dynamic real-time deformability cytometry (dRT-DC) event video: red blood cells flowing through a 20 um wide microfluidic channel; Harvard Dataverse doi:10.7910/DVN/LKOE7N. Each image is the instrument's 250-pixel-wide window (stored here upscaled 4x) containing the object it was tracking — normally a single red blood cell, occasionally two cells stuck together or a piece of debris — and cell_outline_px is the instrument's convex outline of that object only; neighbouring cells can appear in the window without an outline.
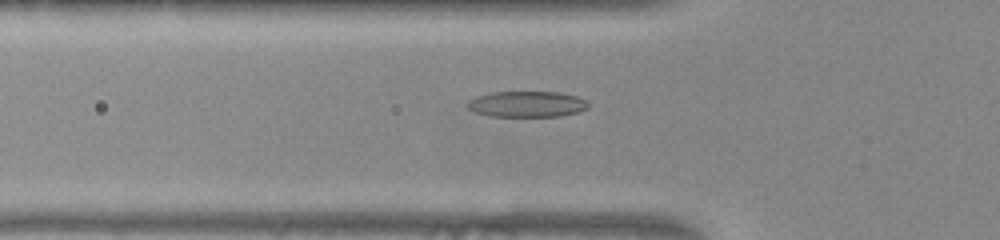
{"species": "common noctule bat (a hibernating species)", "species_latin": "Nyctalus noctula", "temperature_condition": "warm", "stored_images_in_passage": 39, "camera_frame_rate_fps": 3000, "um_per_image_px": 0.085, "animal": {"sex": "female", "body_mass_g": 22.0, "forearm_length_mm": 56.7}, "frame": {"image": 1, "passage_image": 5, "time_ms": 1.333, "image_size_px": [1000, 240], "cell_outline_px": [[588, 108], [576, 112], [560, 116], [488, 116], [476, 112], [468, 108], [464, 104], [468, 100], [476, 96], [488, 92], [560, 92], [576, 96], [584, 100], [588, 104]], "centroid_in_image_um": [44.72, 8.84], "position_along_channel_um": 81.1, "area_um2": 18.26}}
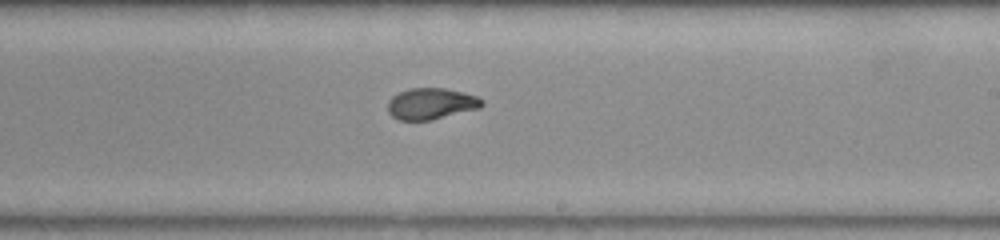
{"frame": {"image": 2, "passage_image": 18, "time_ms": 5.667, "image_size_px": [1000, 240], "cell_outline_px": [[484, 104], [480, 108], [432, 120], [400, 120], [392, 116], [388, 112], [388, 100], [392, 96], [408, 88], [444, 88], [464, 92], [476, 96], [484, 100]], "centroid_in_image_um": [36.65, 8.81], "position_along_channel_um": 252.3, "area_um2": 17.28}}
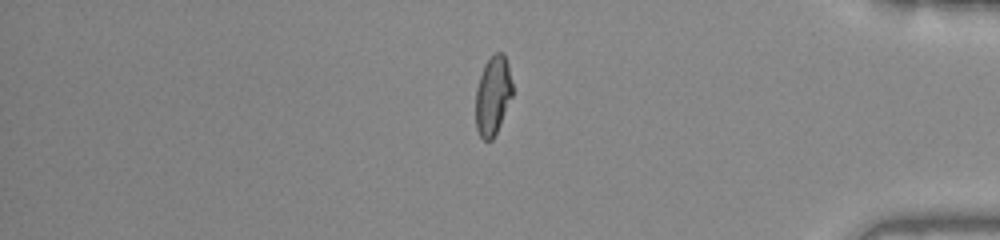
{"frame": {"image": 3, "passage_image": 31, "time_ms": 10.0, "image_size_px": [1000, 240], "cell_outline_px": [[512, 96], [496, 132], [492, 140], [484, 140], [480, 136], [476, 128], [476, 88], [484, 64], [496, 52], [504, 52], [508, 64], [512, 84]], "centroid_in_image_um": [41.89, 8.1], "position_along_channel_um": 393.3, "area_um2": 16.76}, "authors_computed_cell_mechanics": {"area_um2": 17.6868, "velocity_mm_per_s": 3.9515, "shape_relaxation_time_tau1_ms": 4.8924, "shape_relaxation_time_tau2_ms": 1.3522, "deformation_change_tau1": 0.2147, "deformation_change_tau2": 0.0647}}